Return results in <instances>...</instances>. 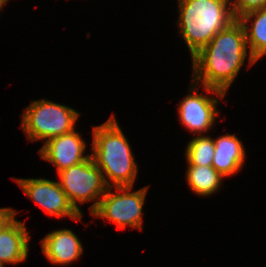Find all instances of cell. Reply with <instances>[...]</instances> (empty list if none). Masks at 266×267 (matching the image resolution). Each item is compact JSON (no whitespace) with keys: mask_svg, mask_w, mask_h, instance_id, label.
<instances>
[{"mask_svg":"<svg viewBox=\"0 0 266 267\" xmlns=\"http://www.w3.org/2000/svg\"><path fill=\"white\" fill-rule=\"evenodd\" d=\"M248 53L244 27L236 18L192 57V82L223 99Z\"/></svg>","mask_w":266,"mask_h":267,"instance_id":"1","label":"cell"},{"mask_svg":"<svg viewBox=\"0 0 266 267\" xmlns=\"http://www.w3.org/2000/svg\"><path fill=\"white\" fill-rule=\"evenodd\" d=\"M92 158L108 187H133L138 166L130 144L113 114L104 124L93 127ZM110 180V181H109Z\"/></svg>","mask_w":266,"mask_h":267,"instance_id":"2","label":"cell"},{"mask_svg":"<svg viewBox=\"0 0 266 267\" xmlns=\"http://www.w3.org/2000/svg\"><path fill=\"white\" fill-rule=\"evenodd\" d=\"M179 31L191 57L236 18L229 0H178Z\"/></svg>","mask_w":266,"mask_h":267,"instance_id":"3","label":"cell"},{"mask_svg":"<svg viewBox=\"0 0 266 267\" xmlns=\"http://www.w3.org/2000/svg\"><path fill=\"white\" fill-rule=\"evenodd\" d=\"M79 112L42 99L34 100L22 113L21 128L30 141L44 140L73 131Z\"/></svg>","mask_w":266,"mask_h":267,"instance_id":"4","label":"cell"},{"mask_svg":"<svg viewBox=\"0 0 266 267\" xmlns=\"http://www.w3.org/2000/svg\"><path fill=\"white\" fill-rule=\"evenodd\" d=\"M59 184L66 193L71 205L81 215L77 203L95 201L90 206V214L97 208L99 201L105 194L108 186L103 174L95 164L92 156L87 160L58 172Z\"/></svg>","mask_w":266,"mask_h":267,"instance_id":"5","label":"cell"},{"mask_svg":"<svg viewBox=\"0 0 266 267\" xmlns=\"http://www.w3.org/2000/svg\"><path fill=\"white\" fill-rule=\"evenodd\" d=\"M113 188H107L97 208L90 215L115 223L119 230L127 226L142 230V209L149 187L135 192H130L133 188L130 186L115 187V193L111 192Z\"/></svg>","mask_w":266,"mask_h":267,"instance_id":"6","label":"cell"},{"mask_svg":"<svg viewBox=\"0 0 266 267\" xmlns=\"http://www.w3.org/2000/svg\"><path fill=\"white\" fill-rule=\"evenodd\" d=\"M15 181L25 194L42 207L48 215L59 218L68 216L75 222L81 220V217H83L71 205L59 182L45 178H18Z\"/></svg>","mask_w":266,"mask_h":267,"instance_id":"7","label":"cell"},{"mask_svg":"<svg viewBox=\"0 0 266 267\" xmlns=\"http://www.w3.org/2000/svg\"><path fill=\"white\" fill-rule=\"evenodd\" d=\"M197 83L193 82L185 98L182 99L178 105L179 121L185 126L187 130L193 132L195 135H202L214 127L217 114L216 106L218 99L197 93Z\"/></svg>","mask_w":266,"mask_h":267,"instance_id":"8","label":"cell"},{"mask_svg":"<svg viewBox=\"0 0 266 267\" xmlns=\"http://www.w3.org/2000/svg\"><path fill=\"white\" fill-rule=\"evenodd\" d=\"M86 142L75 131L52 137L40 148L39 154L57 167V172L87 160L91 154L84 155Z\"/></svg>","mask_w":266,"mask_h":267,"instance_id":"9","label":"cell"},{"mask_svg":"<svg viewBox=\"0 0 266 267\" xmlns=\"http://www.w3.org/2000/svg\"><path fill=\"white\" fill-rule=\"evenodd\" d=\"M40 244L46 258L55 265L70 264L83 253L81 242L69 229L55 230L48 233L41 239Z\"/></svg>","mask_w":266,"mask_h":267,"instance_id":"10","label":"cell"},{"mask_svg":"<svg viewBox=\"0 0 266 267\" xmlns=\"http://www.w3.org/2000/svg\"><path fill=\"white\" fill-rule=\"evenodd\" d=\"M26 229L23 222L14 219L0 232V267L27 259L31 236Z\"/></svg>","mask_w":266,"mask_h":267,"instance_id":"11","label":"cell"},{"mask_svg":"<svg viewBox=\"0 0 266 267\" xmlns=\"http://www.w3.org/2000/svg\"><path fill=\"white\" fill-rule=\"evenodd\" d=\"M213 140L215 152L212 166L215 170L225 178L239 172L246 158V151L241 140L232 134Z\"/></svg>","mask_w":266,"mask_h":267,"instance_id":"12","label":"cell"},{"mask_svg":"<svg viewBox=\"0 0 266 267\" xmlns=\"http://www.w3.org/2000/svg\"><path fill=\"white\" fill-rule=\"evenodd\" d=\"M237 19L242 23L245 30L247 47L250 53L248 66L251 67L266 54V7L245 12ZM249 22H252V26L248 25Z\"/></svg>","mask_w":266,"mask_h":267,"instance_id":"13","label":"cell"},{"mask_svg":"<svg viewBox=\"0 0 266 267\" xmlns=\"http://www.w3.org/2000/svg\"><path fill=\"white\" fill-rule=\"evenodd\" d=\"M187 167L186 180L192 192L206 197L215 194L221 187L224 177L213 166L188 165Z\"/></svg>","mask_w":266,"mask_h":267,"instance_id":"14","label":"cell"},{"mask_svg":"<svg viewBox=\"0 0 266 267\" xmlns=\"http://www.w3.org/2000/svg\"><path fill=\"white\" fill-rule=\"evenodd\" d=\"M215 152L214 140L211 136L197 135L188 142L185 155L188 165L212 166Z\"/></svg>","mask_w":266,"mask_h":267,"instance_id":"15","label":"cell"},{"mask_svg":"<svg viewBox=\"0 0 266 267\" xmlns=\"http://www.w3.org/2000/svg\"><path fill=\"white\" fill-rule=\"evenodd\" d=\"M229 2L235 18L245 12L266 7V0H229Z\"/></svg>","mask_w":266,"mask_h":267,"instance_id":"16","label":"cell"},{"mask_svg":"<svg viewBox=\"0 0 266 267\" xmlns=\"http://www.w3.org/2000/svg\"><path fill=\"white\" fill-rule=\"evenodd\" d=\"M17 215V211L12 208H0V232L8 226Z\"/></svg>","mask_w":266,"mask_h":267,"instance_id":"17","label":"cell"},{"mask_svg":"<svg viewBox=\"0 0 266 267\" xmlns=\"http://www.w3.org/2000/svg\"><path fill=\"white\" fill-rule=\"evenodd\" d=\"M8 2V0H0V10Z\"/></svg>","mask_w":266,"mask_h":267,"instance_id":"18","label":"cell"}]
</instances>
